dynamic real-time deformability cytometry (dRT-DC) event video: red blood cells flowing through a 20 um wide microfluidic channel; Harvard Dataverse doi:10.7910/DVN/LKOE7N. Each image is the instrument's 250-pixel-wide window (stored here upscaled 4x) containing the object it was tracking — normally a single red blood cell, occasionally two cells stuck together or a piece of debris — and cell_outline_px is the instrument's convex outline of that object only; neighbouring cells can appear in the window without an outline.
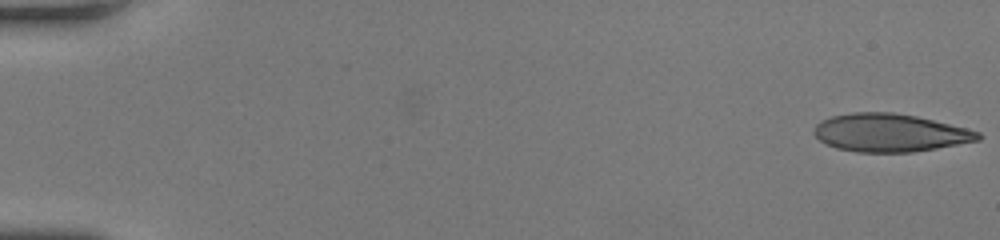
{"species": "human", "species_latin": "Homo sapiens", "temperature_condition": "room temperature", "stored_images_in_passage": 51, "camera_frame_rate_fps": 3000, "um_per_image_px": 0.085, "donor": {"sex": "female"}, "frame": {"image": 1, "passage_image": 1, "time_ms": 0.0, "image_size_px": [1000, 240], "cell_outline_px": [[984, 136], [980, 140], [936, 148], [912, 152], [856, 152], [836, 148], [820, 140], [812, 132], [816, 124], [832, 116], [852, 112], [892, 112], [916, 116], [980, 132]], "centroid_in_image_um": [75.63, 11.29], "position_along_channel_um": 9.4, "area_um2": 36.07}}
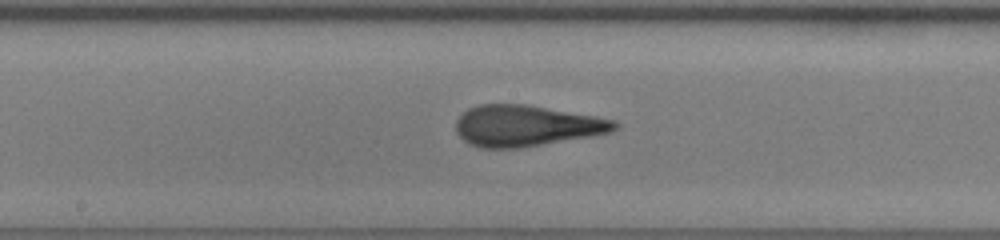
{"frame": {"image": 2, "passage_image": 28, "time_ms": 9.0, "image_size_px": [1000, 240], "cell_outline_px": [[620, 124], [612, 132], [520, 148], [480, 148], [468, 144], [456, 132], [456, 120], [468, 108], [480, 104], [524, 104], [596, 116], [616, 120]], "centroid_in_image_um": [44.72, 10.69], "position_along_channel_um": 203.5, "area_um2": 37.92}}
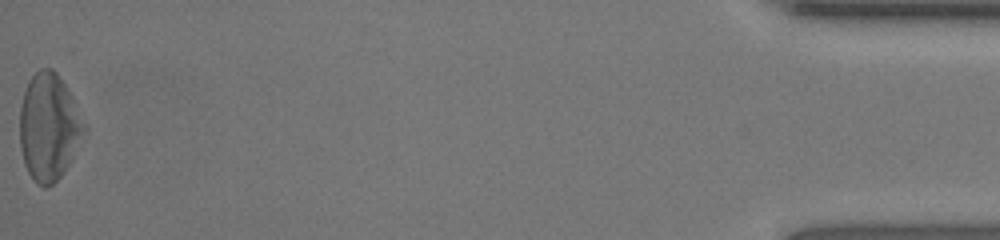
{"frame": {"image": 3, "passage_image": 51, "time_ms": 16.667, "image_size_px": [1000, 240], "cell_outline_px": [[88, 132], [72, 160], [60, 176], [48, 188], [44, 188], [36, 184], [28, 172], [24, 164], [20, 144], [20, 108], [24, 92], [32, 76], [40, 68], [52, 68], [56, 72], [68, 88], [88, 128]], "centroid_in_image_um": [4.19, 10.82], "position_along_channel_um": 431.0, "area_um2": 40.63}, "authors_computed_cell_mechanics": {"area_um2": 37.57, "velocity_mm_per_s": 4.1771, "shape_relaxation_time_tau1_ms": 6.0085, "shape_relaxation_time_tau2_ms": 1.0529, "deformation_change_tau1": 0.2014, "deformation_change_tau2": 0.0948}}